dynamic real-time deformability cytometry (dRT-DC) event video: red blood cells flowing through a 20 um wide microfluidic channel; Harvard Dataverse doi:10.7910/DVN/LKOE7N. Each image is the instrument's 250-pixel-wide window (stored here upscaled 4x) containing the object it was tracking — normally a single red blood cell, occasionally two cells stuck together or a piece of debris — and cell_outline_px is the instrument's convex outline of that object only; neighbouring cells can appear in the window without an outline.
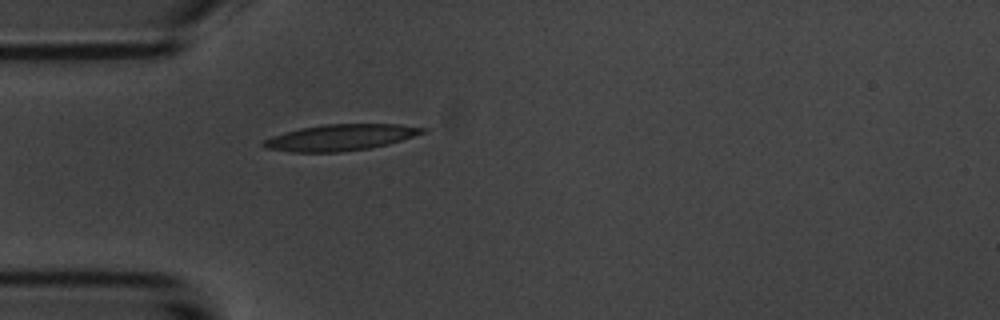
{"species": "common noctule bat (a hibernating species)", "species_latin": "Nyctalus noctula", "temperature_condition": "room temperature", "stored_images_in_passage": 4, "camera_frame_rate_fps": 3000, "um_per_image_px": 0.085, "animal": {"sex": "male", "body_mass_g": 20.1, "forearm_length_mm": 53.5}, "frame": {"image": 1, "passage_image": 4, "time_ms": 4.333, "image_size_px": [1000, 320], "cell_outline_px": [[428, 128], [424, 132], [388, 144], [368, 148], [340, 152], [292, 152], [264, 148], [260, 144], [264, 140], [272, 136], [284, 132], [300, 128], [324, 124], [400, 124]], "centroid_in_image_um": [28.89, 11.68], "position_along_channel_um": 56.1, "area_um2": 24.22}}